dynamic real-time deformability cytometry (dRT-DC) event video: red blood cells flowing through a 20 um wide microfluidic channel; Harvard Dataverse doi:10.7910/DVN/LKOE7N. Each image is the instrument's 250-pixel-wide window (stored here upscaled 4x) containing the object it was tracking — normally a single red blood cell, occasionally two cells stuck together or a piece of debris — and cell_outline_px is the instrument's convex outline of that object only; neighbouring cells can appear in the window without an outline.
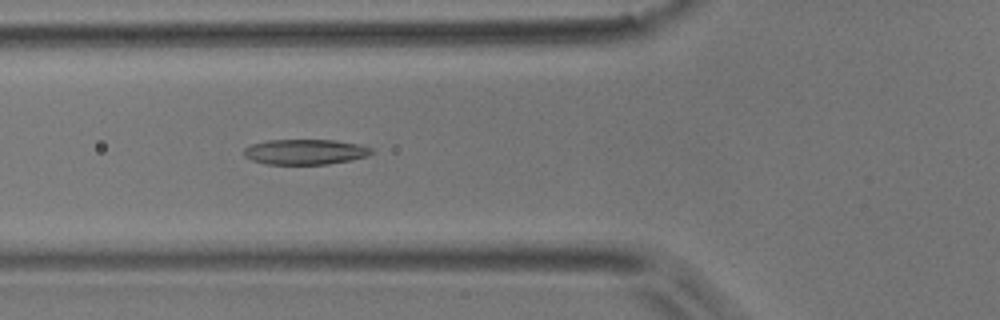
{"species": "common noctule bat (a hibernating species)", "species_latin": "Nyctalus noctula", "temperature_condition": "room temperature", "stored_images_in_passage": 52, "camera_frame_rate_fps": 3000, "um_per_image_px": 0.085, "animal": {"sex": "male", "body_mass_g": 17.9}, "frame": {"image": 1, "passage_image": 19, "time_ms": 6.0, "image_size_px": [1000, 320], "cell_outline_px": [[376, 152], [368, 156], [352, 160], [328, 164], [268, 164], [252, 160], [244, 156], [244, 148], [252, 144], [268, 140], [332, 140], [360, 144], [372, 148]], "centroid_in_image_um": [25.99, 12.91], "position_along_channel_um": 99.8, "area_um2": 18.9}}
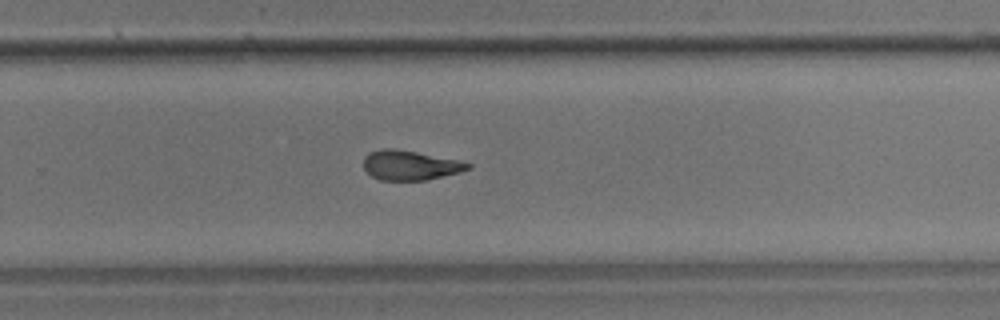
{"frame": {"image": 2, "passage_image": 34, "time_ms": 11.0, "image_size_px": [1000, 320], "cell_outline_px": [[472, 168], [460, 172], [424, 180], [380, 180], [372, 176], [364, 168], [364, 156], [368, 152], [380, 148], [396, 148], [460, 160], [472, 164]], "centroid_in_image_um": [34.86, 14.03], "position_along_channel_um": 294.9, "area_um2": 18.15}}
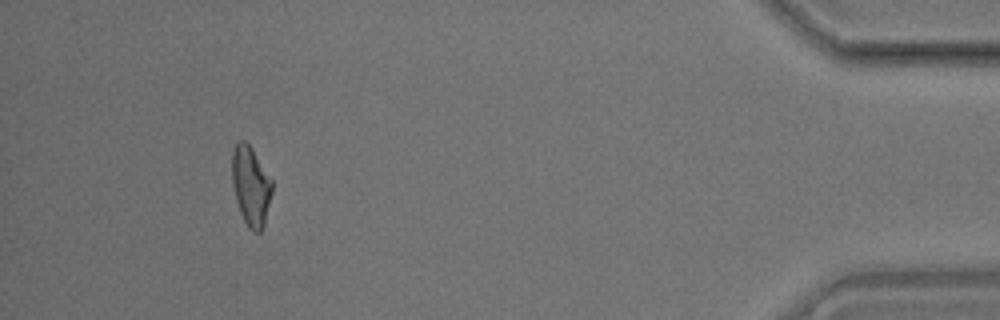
{"frame": {"image": 3, "passage_image": 48, "time_ms": 15.667, "image_size_px": [1000, 320], "cell_outline_px": [[272, 192], [264, 224], [260, 232], [252, 232], [248, 228], [240, 212], [236, 200], [232, 184], [232, 152], [236, 144], [240, 140], [244, 140], [252, 148], [272, 180]], "centroid_in_image_um": [21.31, 15.81], "position_along_channel_um": 413.9, "area_um2": 18.44}, "authors_computed_cell_mechanics": {"area_um2": 18.9584, "velocity_mm_per_s": 3.904, "shape_relaxation_time_tau1_ms": 9.6252, "shape_relaxation_time_tau2_ms": 3.0402, "deformation_change_tau1": 0.2457, "deformation_change_tau2": 0.1194}}